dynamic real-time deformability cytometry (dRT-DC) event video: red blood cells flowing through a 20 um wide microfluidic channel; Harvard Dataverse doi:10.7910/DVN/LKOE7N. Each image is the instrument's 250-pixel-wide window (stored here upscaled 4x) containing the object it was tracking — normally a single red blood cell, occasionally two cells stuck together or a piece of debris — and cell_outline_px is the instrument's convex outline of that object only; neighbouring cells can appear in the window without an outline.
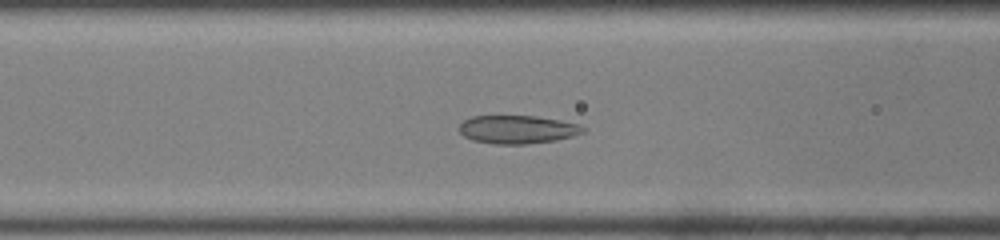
{"species": "common noctule bat (a hibernating species)", "species_latin": "Nyctalus noctula", "temperature_condition": "room temperature", "stored_images_in_passage": 36, "camera_frame_rate_fps": 3000, "um_per_image_px": 0.085, "animal": {"sex": "male", "body_mass_g": 19.0, "forearm_length_mm": 50.8}, "frame": {"image": 1, "passage_image": 7, "time_ms": 2.0, "image_size_px": [1000, 240], "cell_outline_px": [[588, 128], [584, 132], [572, 136], [556, 140], [528, 144], [496, 144], [472, 140], [464, 136], [460, 132], [460, 124], [464, 120], [472, 116], [536, 116], [580, 124]], "centroid_in_image_um": [44.01, 11.0], "position_along_channel_um": 122.6, "area_um2": 20.4}}
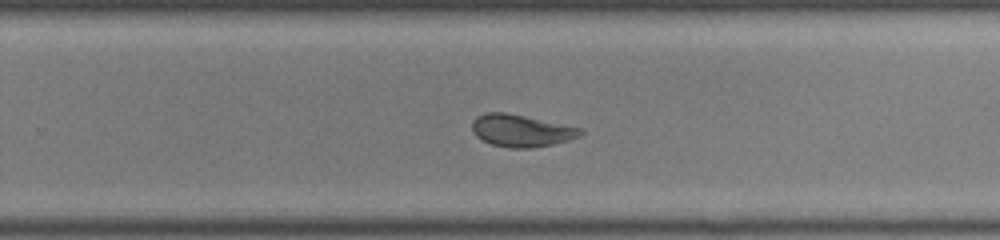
{"frame": {"image": 2, "passage_image": 19, "time_ms": 6.0, "image_size_px": [1000, 240], "cell_outline_px": [[584, 132], [580, 136], [568, 140], [552, 144], [532, 148], [508, 148], [492, 144], [476, 136], [472, 132], [472, 120], [476, 116], [484, 112], [504, 112], [584, 128]], "centroid_in_image_um": [44.3, 11.1], "position_along_channel_um": 285.5, "area_um2": 20.4}}
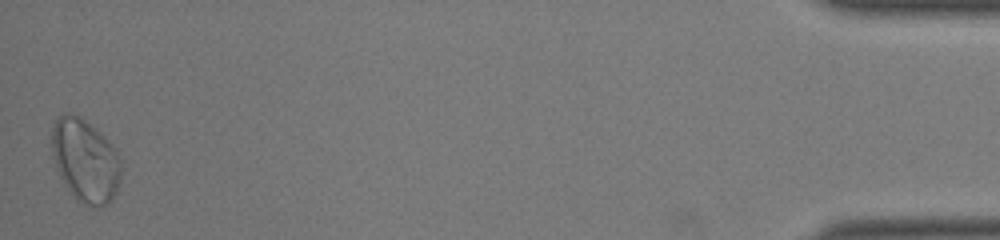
{"frame": {"image": 3, "passage_image": 36, "time_ms": 11.667, "image_size_px": [1000, 240], "cell_outline_px": [[120, 184], [112, 200], [104, 208], [96, 208], [76, 200], [72, 196], [60, 176], [56, 168], [52, 156], [52, 128], [56, 116], [68, 112], [80, 116], [100, 132], [112, 144], [120, 156]], "centroid_in_image_um": [7.25, 13.66], "position_along_channel_um": 428.0, "area_um2": 34.04}, "authors_computed_cell_mechanics": {"area_um2": 21.2415, "velocity_mm_per_s": 4.0831, "shape_relaxation_time_tau1_ms": 8.3693, "shape_relaxation_time_tau2_ms": 1.2921, "deformation_change_tau1": 0.1753, "deformation_change_tau2": 0.0645}}